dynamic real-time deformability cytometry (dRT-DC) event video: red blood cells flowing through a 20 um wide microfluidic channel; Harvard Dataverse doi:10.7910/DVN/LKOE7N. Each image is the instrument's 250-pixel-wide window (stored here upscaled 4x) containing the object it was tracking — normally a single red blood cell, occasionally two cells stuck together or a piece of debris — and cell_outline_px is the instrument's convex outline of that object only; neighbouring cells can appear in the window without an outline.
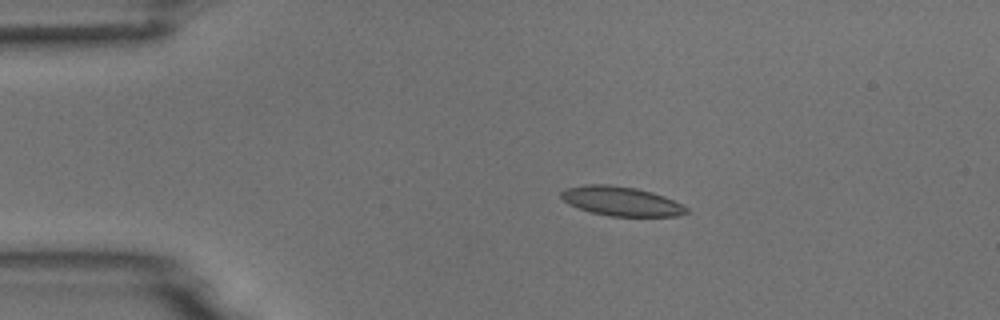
{"species": "common noctule bat (a hibernating species)", "species_latin": "Nyctalus noctula", "temperature_condition": "room temperature", "stored_images_in_passage": 4, "camera_frame_rate_fps": 3000, "um_per_image_px": 0.085, "animal": {"sex": "male", "body_mass_g": 18.8}, "frame": {"image": 1, "passage_image": 2, "time_ms": 0.333, "image_size_px": [1000, 320], "cell_outline_px": [[688, 212], [676, 216], [608, 216], [592, 212], [568, 204], [560, 196], [560, 192], [564, 188], [584, 184], [608, 184], [636, 188], [652, 192], [664, 196], [688, 208]], "centroid_in_image_um": [52.76, 17.09], "position_along_channel_um": 32.2, "area_um2": 21.33}}
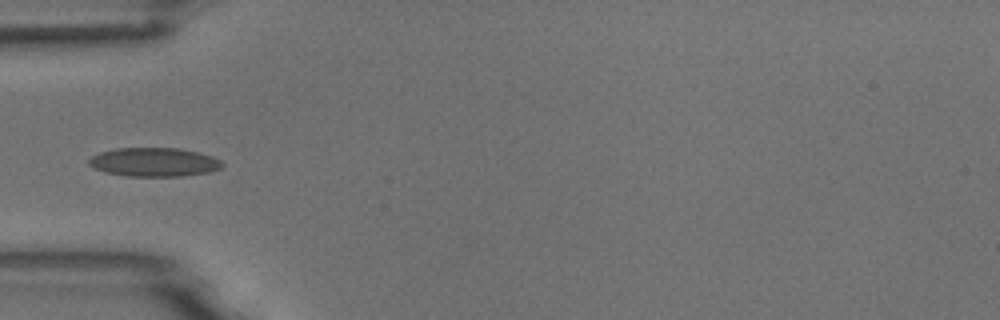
{"frame": {"image": 2, "passage_image": 4, "time_ms": 1.0, "image_size_px": [1000, 320], "cell_outline_px": [[224, 164], [220, 168], [208, 172], [180, 176], [128, 176], [104, 172], [88, 164], [88, 160], [92, 156], [100, 152], [116, 148], [180, 148], [212, 156], [220, 160]], "centroid_in_image_um": [13.08, 13.77], "position_along_channel_um": 71.9, "area_um2": 22.25}}